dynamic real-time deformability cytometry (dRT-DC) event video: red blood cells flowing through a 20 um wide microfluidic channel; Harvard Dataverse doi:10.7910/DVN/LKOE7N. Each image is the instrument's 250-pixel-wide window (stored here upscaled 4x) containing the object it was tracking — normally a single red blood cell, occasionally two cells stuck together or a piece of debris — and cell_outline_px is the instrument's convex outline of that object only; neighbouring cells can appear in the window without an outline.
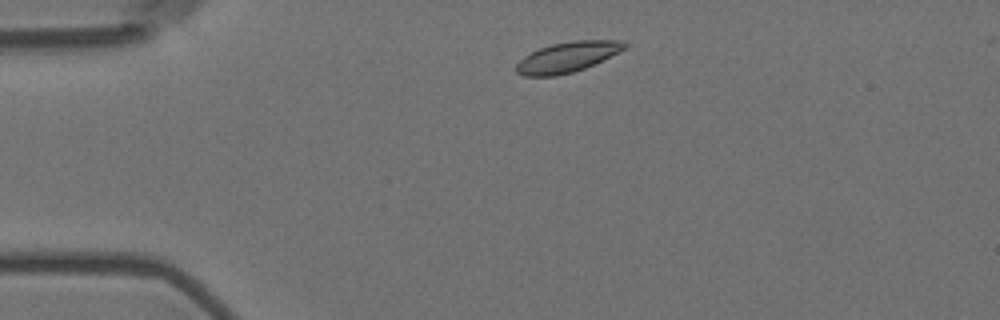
{"species": "Egyptian fruit bat (a non-hibernating species)", "species_latin": "Rousettus aegyptiacus", "temperature_condition": "room temperature", "stored_images_in_passage": 49, "camera_frame_rate_fps": 3000, "um_per_image_px": 0.085, "animal": {"sex": "female"}, "frame": {"image": 1, "passage_image": 4, "time_ms": 1.0, "image_size_px": [1000, 320], "cell_outline_px": [[628, 48], [620, 52], [584, 68], [572, 72], [556, 76], [524, 76], [516, 72], [516, 64], [524, 56], [540, 48], [552, 44], [572, 40], [624, 40], [628, 44]], "centroid_in_image_um": [48.27, 4.84], "position_along_channel_um": 36.7, "area_um2": 19.19}}
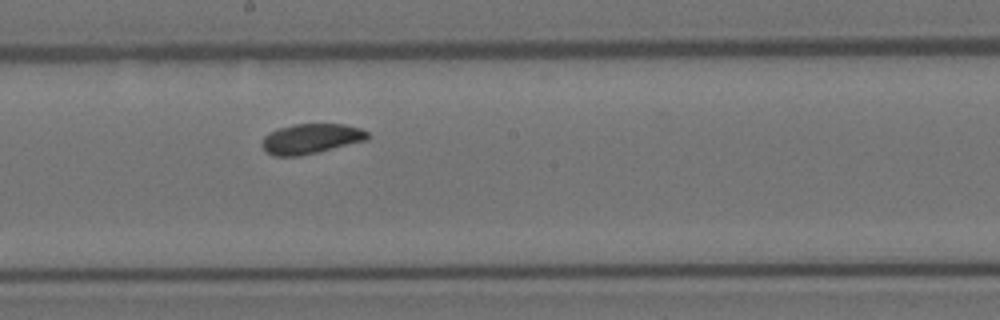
{"frame": {"image": 2, "passage_image": 23, "time_ms": 7.333, "image_size_px": [1000, 320], "cell_outline_px": [[372, 136], [368, 140], [320, 152], [300, 156], [272, 156], [260, 144], [264, 136], [276, 128], [292, 124], [344, 124], [360, 128], [368, 132]], "centroid_in_image_um": [26.45, 11.79], "position_along_channel_um": 221.7, "area_um2": 18.84}}
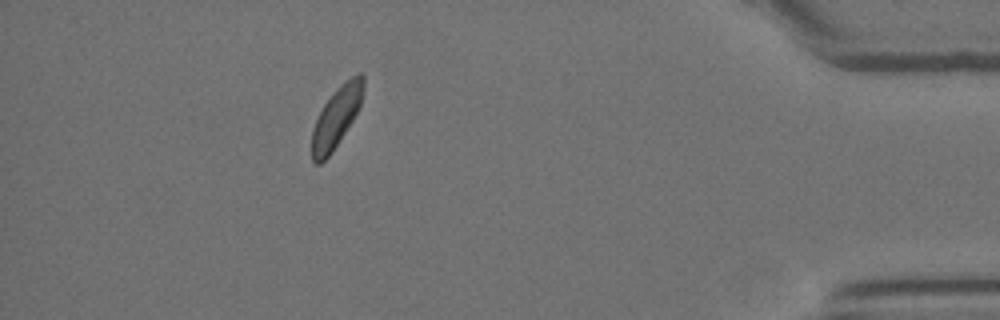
{"frame": {"image": 3, "passage_image": 43, "time_ms": 14.0, "image_size_px": [1000, 320], "cell_outline_px": [[364, 92], [360, 104], [352, 120], [332, 152], [320, 164], [316, 164], [312, 160], [312, 128], [324, 104], [332, 92], [340, 84], [352, 76], [360, 72], [364, 76]], "centroid_in_image_um": [28.59, 9.93], "position_along_channel_um": 406.6, "area_um2": 17.92}, "authors_computed_cell_mechanics": {"area_um2": 18.9006, "velocity_mm_per_s": 3.5322, "shape_relaxation_time_tau1_ms": 3.0377, "shape_relaxation_time_tau2_ms": null, "deformation_change_tau1": 0.0721, "deformation_change_tau2": null}}